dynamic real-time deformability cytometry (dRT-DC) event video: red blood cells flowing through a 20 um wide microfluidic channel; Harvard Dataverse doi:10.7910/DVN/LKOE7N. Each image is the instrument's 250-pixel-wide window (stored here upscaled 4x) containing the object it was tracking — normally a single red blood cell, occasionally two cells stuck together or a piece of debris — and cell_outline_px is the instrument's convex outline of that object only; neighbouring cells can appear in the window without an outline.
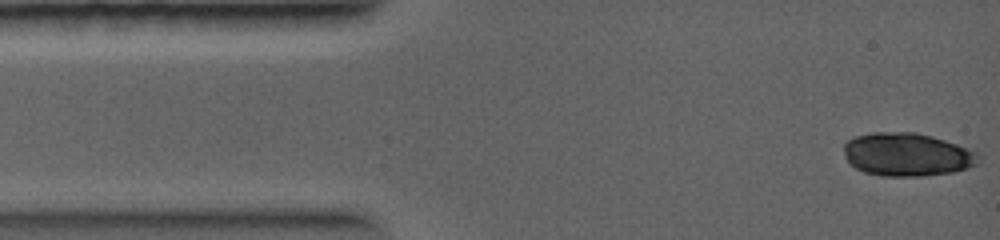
{"species": "common noctule bat (a hibernating species)", "species_latin": "Nyctalus noctula", "temperature_condition": "warm", "stored_images_in_passage": 5, "camera_frame_rate_fps": 5000, "um_per_image_px": 0.085, "animal": {"sex": "female", "body_mass_g": 19.0, "forearm_length_mm": 56.7}, "frame": {"image": 1, "passage_image": 1, "time_ms": 0.0, "image_size_px": [1000, 240], "cell_outline_px": [[976, 164], [968, 168], [952, 172], [924, 176], [880, 176], [864, 172], [856, 168], [844, 156], [844, 144], [848, 140], [856, 136], [872, 132], [916, 132], [932, 136], [968, 148], [976, 152]], "centroid_in_image_um": [77.06, 13.13], "position_along_channel_um": 7.9, "area_um2": 33.76}}